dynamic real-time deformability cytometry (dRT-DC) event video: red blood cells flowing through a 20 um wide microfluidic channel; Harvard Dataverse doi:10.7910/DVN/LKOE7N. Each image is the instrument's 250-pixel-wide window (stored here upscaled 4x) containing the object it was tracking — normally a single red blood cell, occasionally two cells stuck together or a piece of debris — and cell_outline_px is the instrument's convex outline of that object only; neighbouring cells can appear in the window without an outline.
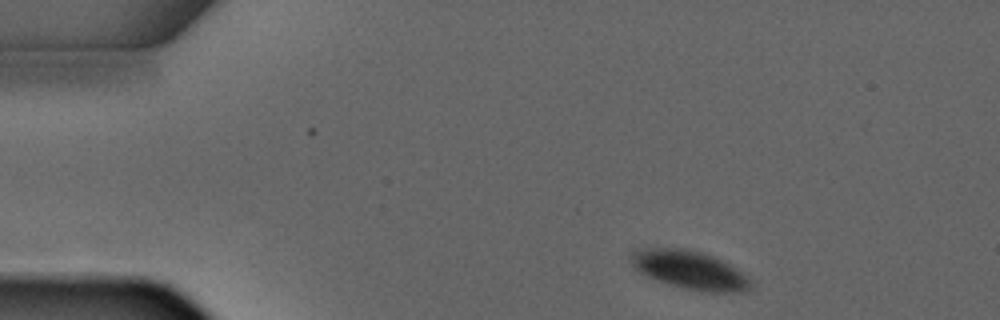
{"species": "common noctule bat (a hibernating species)", "species_latin": "Nyctalus noctula", "temperature_condition": "warm", "stored_images_in_passage": 3, "camera_frame_rate_fps": 3000, "um_per_image_px": 0.085, "animal": {"sex": "male", "forearm_length_mm": 52.5}, "frame": {"image": 1, "passage_image": 1, "time_ms": 0.0, "image_size_px": [1000, 320], "cell_outline_px": [[752, 288], [720, 292], [712, 292], [688, 288], [672, 284], [648, 276], [640, 272], [632, 264], [632, 252], [652, 248], [680, 248], [700, 252], [712, 256], [728, 264], [740, 272], [752, 284]], "centroid_in_image_um": [58.6, 22.92], "position_along_channel_um": 26.4, "area_um2": 25.32}}
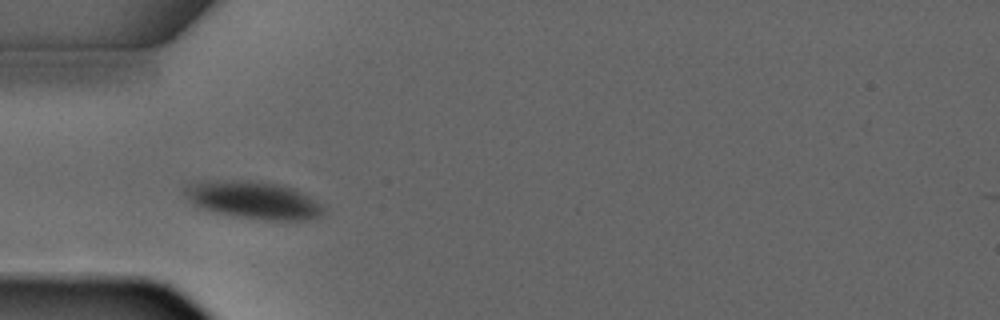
{"frame": {"image": 2, "passage_image": 3, "time_ms": 2.333, "image_size_px": [1000, 320], "cell_outline_px": [[324, 212], [320, 216], [308, 220], [264, 220], [208, 212], [200, 208], [188, 200], [184, 196], [184, 184], [208, 180], [252, 180], [280, 184], [292, 188], [308, 196], [320, 204], [324, 208]], "centroid_in_image_um": [21.46, 17.0], "position_along_channel_um": 63.5, "area_um2": 30.75}}